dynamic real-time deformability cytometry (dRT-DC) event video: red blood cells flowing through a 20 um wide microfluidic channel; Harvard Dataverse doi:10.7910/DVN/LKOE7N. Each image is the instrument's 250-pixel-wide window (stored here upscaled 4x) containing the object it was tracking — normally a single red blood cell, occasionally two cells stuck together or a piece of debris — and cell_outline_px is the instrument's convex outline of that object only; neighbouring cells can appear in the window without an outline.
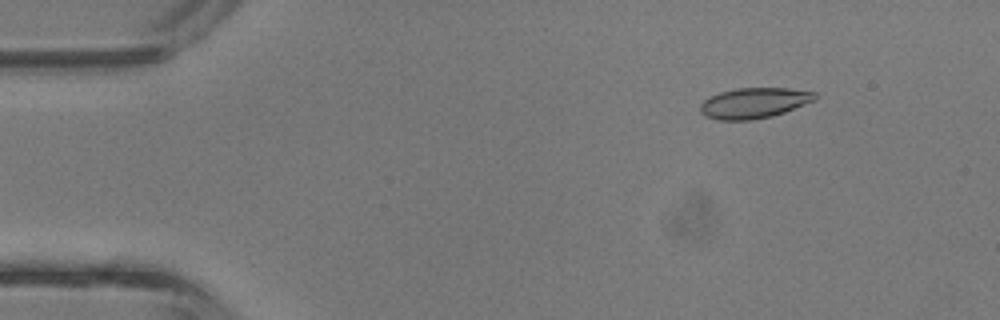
{"species": "common noctule bat (a hibernating species)", "species_latin": "Nyctalus noctula", "temperature_condition": "room temperature", "stored_images_in_passage": 40, "camera_frame_rate_fps": 3000, "um_per_image_px": 0.085, "animal": {"sex": "male", "body_mass_g": 13.3}, "frame": {"image": 1, "passage_image": 4, "time_ms": 1.0, "image_size_px": [1000, 320], "cell_outline_px": [[816, 100], [784, 112], [772, 116], [752, 120], [716, 120], [704, 116], [700, 112], [700, 104], [704, 100], [720, 92], [736, 88], [788, 88], [816, 92]], "centroid_in_image_um": [64.08, 8.76], "position_along_channel_um": 20.9, "area_um2": 20.46}}
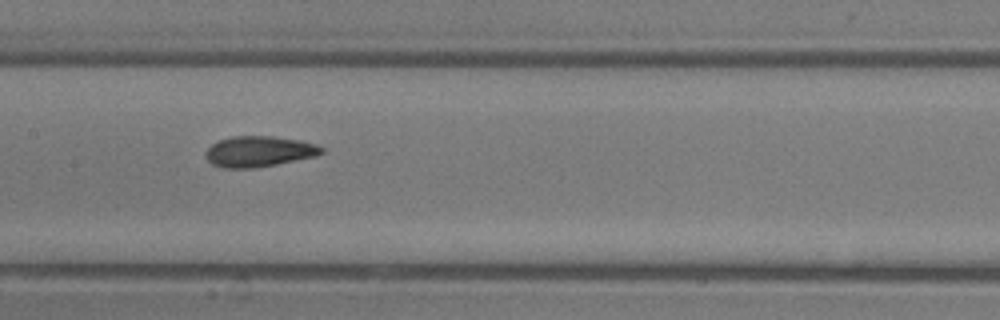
{"frame": {"image": 2, "passage_image": 19, "time_ms": 6.0, "image_size_px": [1000, 320], "cell_outline_px": [[324, 152], [316, 156], [256, 168], [224, 168], [212, 164], [204, 156], [204, 152], [212, 144], [220, 140], [232, 136], [272, 136], [300, 140], [316, 144], [324, 148]], "centroid_in_image_um": [22.01, 12.87], "position_along_channel_um": 185.4, "area_um2": 20.81}}
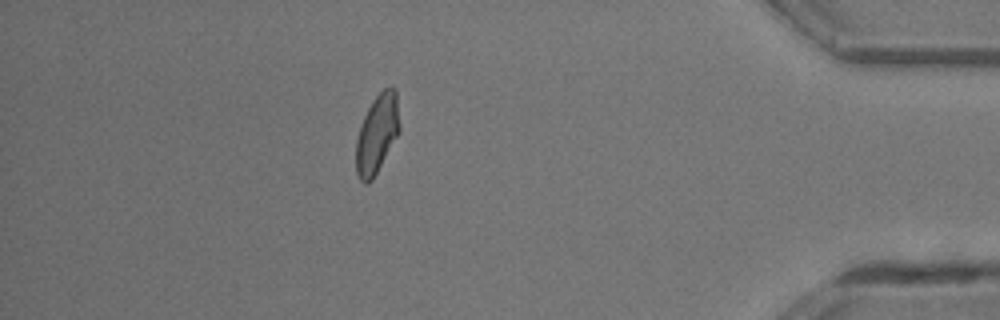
{"frame": {"image": 3, "passage_image": 35, "time_ms": 11.333, "image_size_px": [1000, 320], "cell_outline_px": [[400, 132], [372, 180], [368, 184], [364, 184], [360, 180], [356, 172], [356, 140], [364, 116], [372, 100], [384, 88], [396, 88], [400, 124]], "centroid_in_image_um": [32.06, 11.39], "position_along_channel_um": 403.1, "area_um2": 20.0}, "authors_computed_cell_mechanics": {"area_um2": 20.23, "velocity_mm_per_s": 4.9745, "shape_relaxation_time_tau1_ms": 5.0588, "shape_relaxation_time_tau2_ms": 1.8866, "deformation_change_tau1": 0.1351, "deformation_change_tau2": 0.0703}}